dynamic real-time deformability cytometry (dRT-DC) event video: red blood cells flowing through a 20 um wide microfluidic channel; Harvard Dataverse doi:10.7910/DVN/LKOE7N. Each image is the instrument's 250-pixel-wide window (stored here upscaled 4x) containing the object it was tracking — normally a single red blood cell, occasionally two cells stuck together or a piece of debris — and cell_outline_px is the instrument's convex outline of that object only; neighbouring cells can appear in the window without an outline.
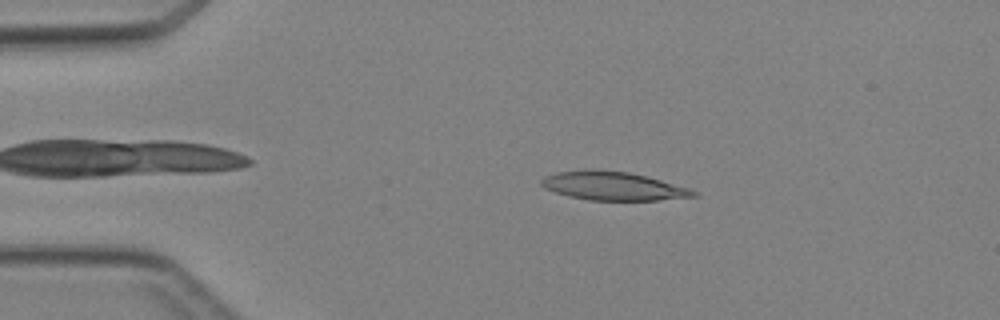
{"species": "Egyptian fruit bat (a non-hibernating species)", "species_latin": "Rousettus aegyptiacus", "temperature_condition": "cold", "stored_images_in_passage": 34, "camera_frame_rate_fps": 3000, "um_per_image_px": 0.085, "animal": {"sex": "female"}, "frame": {"image": 1, "passage_image": 9, "time_ms": 2.667, "image_size_px": [1000, 320], "cell_outline_px": [[700, 196], [656, 200], [588, 200], [568, 196], [544, 188], [540, 184], [540, 180], [544, 176], [556, 172], [592, 168], [596, 168], [628, 172], [660, 180], [688, 188], [700, 192]], "centroid_in_image_um": [52.08, 15.8], "position_along_channel_um": 32.9, "area_um2": 25.49}}
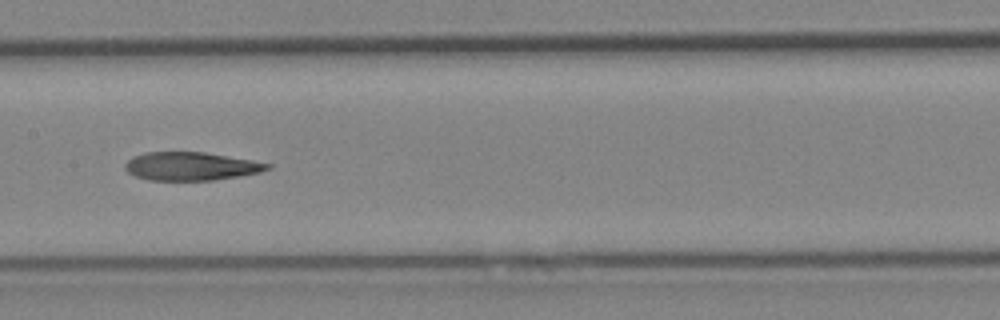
{"frame": {"image": 2, "passage_image": 23, "time_ms": 7.333, "image_size_px": [1000, 320], "cell_outline_px": [[272, 168], [260, 172], [212, 180], [148, 180], [136, 176], [128, 172], [124, 168], [124, 164], [132, 156], [144, 152], [204, 152], [272, 164]], "centroid_in_image_um": [16.18, 14.13], "position_along_channel_um": 191.2, "area_um2": 23.29}}
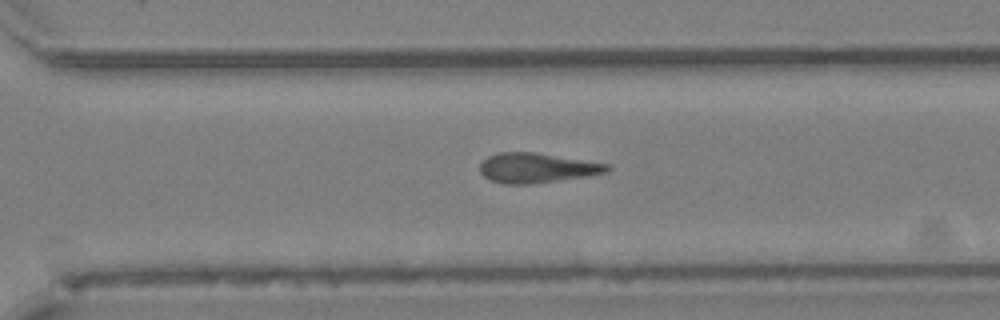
{"frame": {"image": 3, "passage_image": 34, "time_ms": 11.0, "image_size_px": [1000, 320], "cell_outline_px": [[612, 168], [608, 172], [588, 176], [532, 184], [504, 184], [492, 180], [484, 176], [480, 172], [480, 164], [488, 156], [500, 152], [536, 152], [608, 164]], "centroid_in_image_um": [45.65, 14.27], "position_along_channel_um": 325.0, "area_um2": 22.08}}